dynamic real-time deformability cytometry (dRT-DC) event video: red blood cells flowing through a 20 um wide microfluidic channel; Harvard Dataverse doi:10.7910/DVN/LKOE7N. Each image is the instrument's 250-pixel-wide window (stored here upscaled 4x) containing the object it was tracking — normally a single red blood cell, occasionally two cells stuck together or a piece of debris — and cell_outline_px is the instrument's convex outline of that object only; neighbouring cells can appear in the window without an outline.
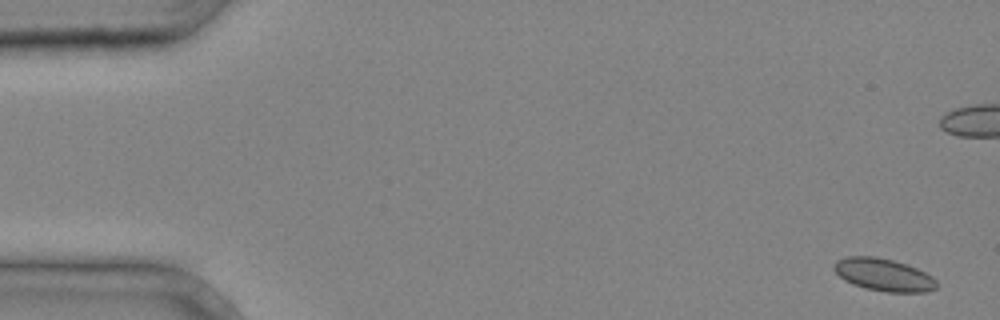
{"species": "common noctule bat (a hibernating species)", "species_latin": "Nyctalus noctula", "temperature_condition": "cold", "stored_images_in_passage": 5, "camera_frame_rate_fps": 3000, "um_per_image_px": 0.085, "animal": {"sex": "male", "body_mass_g": 20.4}, "frame": {"image": 1, "passage_image": 1, "time_ms": 0.0, "image_size_px": [1000, 320], "cell_outline_px": [[940, 284], [936, 288], [924, 292], [884, 292], [864, 288], [852, 284], [844, 280], [832, 268], [832, 264], [836, 260], [848, 256], [872, 256], [892, 260], [908, 264], [932, 276]], "centroid_in_image_um": [75.1, 23.36], "position_along_channel_um": 9.9, "area_um2": 19.65}}